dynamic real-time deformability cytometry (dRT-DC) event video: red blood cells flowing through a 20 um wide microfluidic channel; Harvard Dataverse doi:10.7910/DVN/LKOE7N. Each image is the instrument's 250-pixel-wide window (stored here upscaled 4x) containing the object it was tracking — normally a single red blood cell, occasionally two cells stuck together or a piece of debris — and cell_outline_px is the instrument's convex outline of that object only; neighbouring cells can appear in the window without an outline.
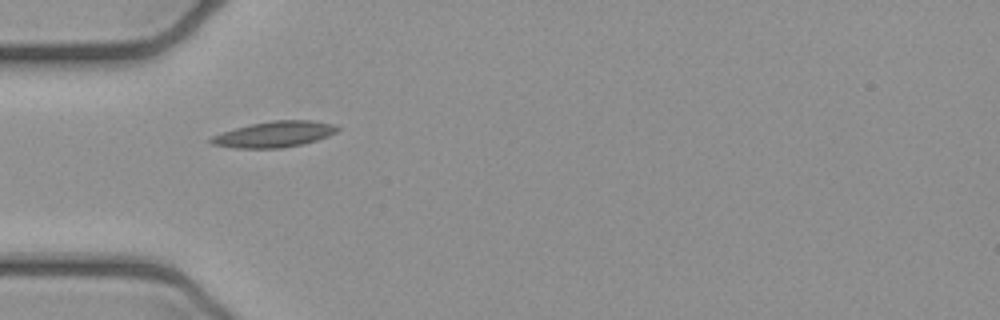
{"species": "common noctule bat (a hibernating species)", "species_latin": "Nyctalus noctula", "temperature_condition": "cold", "stored_images_in_passage": 2, "camera_frame_rate_fps": 3000, "um_per_image_px": 0.085, "animal": {"sex": "female", "body_mass_g": 21.9}, "frame": {"image": 1, "passage_image": 1, "time_ms": 0.0, "image_size_px": [1000, 320], "cell_outline_px": [[340, 128], [336, 132], [328, 136], [316, 140], [300, 144], [280, 148], [236, 148], [212, 144], [208, 140], [212, 136], [236, 128], [252, 124], [272, 120], [312, 120], [332, 124]], "centroid_in_image_um": [23.32, 11.41], "position_along_channel_um": 61.7, "area_um2": 18.79}}
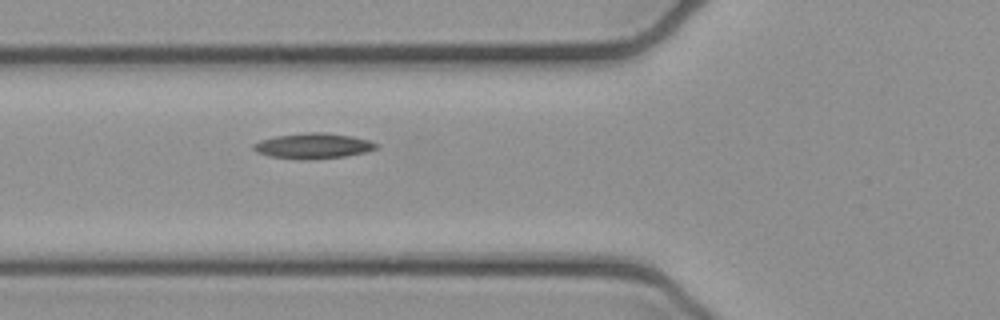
{"frame": {"image": 2, "passage_image": 2, "time_ms": 0.333, "image_size_px": [1000, 320], "cell_outline_px": [[380, 148], [364, 152], [344, 156], [308, 160], [296, 160], [268, 156], [256, 152], [252, 148], [252, 144], [260, 140], [276, 136], [308, 132], [324, 132], [352, 136], [368, 140], [380, 144]], "centroid_in_image_um": [26.6, 12.41], "position_along_channel_um": 99.2, "area_um2": 18.44}}